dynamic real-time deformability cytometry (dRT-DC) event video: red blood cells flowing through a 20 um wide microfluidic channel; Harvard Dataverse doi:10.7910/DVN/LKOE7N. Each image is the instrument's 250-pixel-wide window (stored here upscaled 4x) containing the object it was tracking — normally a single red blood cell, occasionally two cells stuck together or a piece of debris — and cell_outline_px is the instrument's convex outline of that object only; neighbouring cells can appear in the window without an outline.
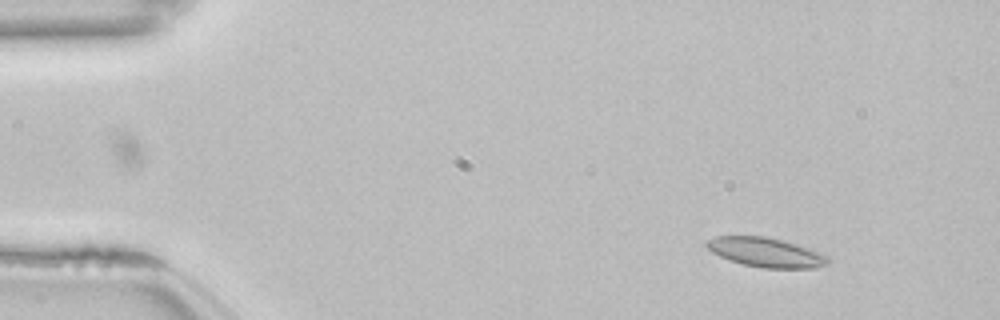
{"species": "common noctule bat (a hibernating species)", "species_latin": "Nyctalus noctula", "temperature_condition": "room temperature", "stored_images_in_passage": 54, "camera_frame_rate_fps": 3000, "um_per_image_px": 0.085, "animal": {"sex": "female", "body_mass_g": 22.7, "forearm_length_mm": 54.2}, "frame": {"image": 1, "passage_image": 6, "time_ms": 1.667, "image_size_px": [1000, 320], "cell_outline_px": [[828, 264], [816, 268], [764, 268], [744, 264], [728, 260], [712, 252], [704, 244], [708, 240], [716, 236], [764, 236], [796, 244], [820, 252], [828, 256]], "centroid_in_image_um": [65.1, 21.45], "position_along_channel_um": 19.9, "area_um2": 20.63}}
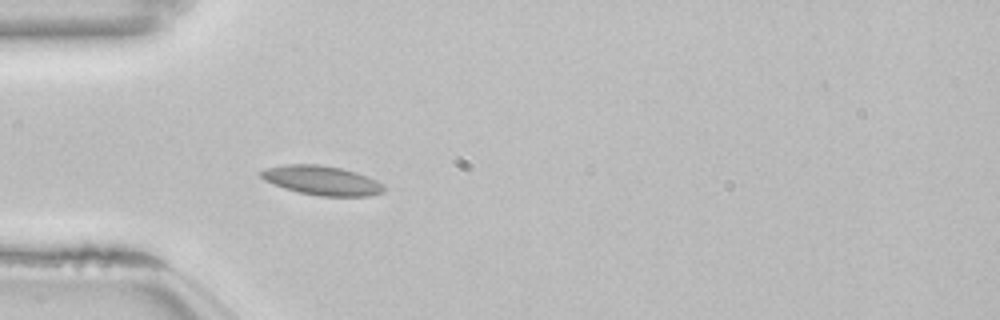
{"frame": {"image": 2, "passage_image": 16, "time_ms": 5.0, "image_size_px": [1000, 320], "cell_outline_px": [[384, 192], [368, 196], [320, 196], [300, 192], [284, 188], [264, 180], [260, 176], [260, 172], [264, 168], [284, 164], [320, 164], [340, 168], [356, 172], [376, 180], [384, 184]], "centroid_in_image_um": [27.34, 15.33], "position_along_channel_um": 57.7, "area_um2": 20.98}}
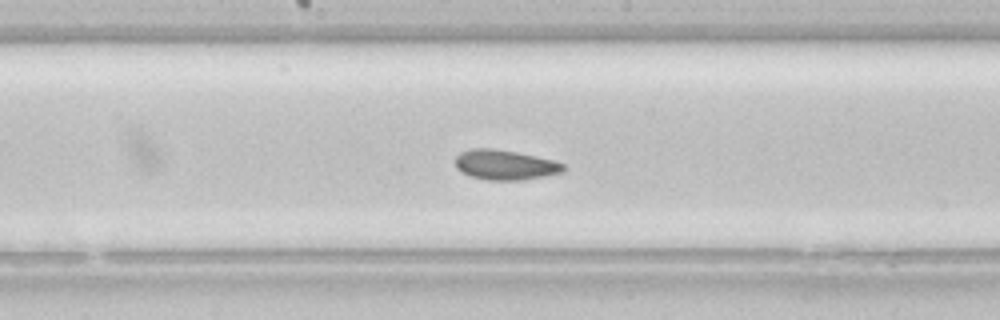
{"frame": {"image": 3, "passage_image": 28, "time_ms": 9.0, "image_size_px": [1000, 320], "cell_outline_px": [[564, 172], [544, 176], [520, 180], [488, 180], [472, 176], [456, 168], [456, 156], [460, 152], [468, 148], [492, 148], [516, 152], [536, 156], [552, 160], [564, 164]], "centroid_in_image_um": [42.92, 14.0], "position_along_channel_um": 205.3, "area_um2": 18.73}, "authors_computed_cell_mechanics": {"area_um2": 19.7098, "velocity_mm_per_s": 3.8283, "shape_relaxation_time_tau1_ms": null, "shape_relaxation_time_tau2_ms": 2.2077, "deformation_change_tau1": null, "deformation_change_tau2": 0.072}}